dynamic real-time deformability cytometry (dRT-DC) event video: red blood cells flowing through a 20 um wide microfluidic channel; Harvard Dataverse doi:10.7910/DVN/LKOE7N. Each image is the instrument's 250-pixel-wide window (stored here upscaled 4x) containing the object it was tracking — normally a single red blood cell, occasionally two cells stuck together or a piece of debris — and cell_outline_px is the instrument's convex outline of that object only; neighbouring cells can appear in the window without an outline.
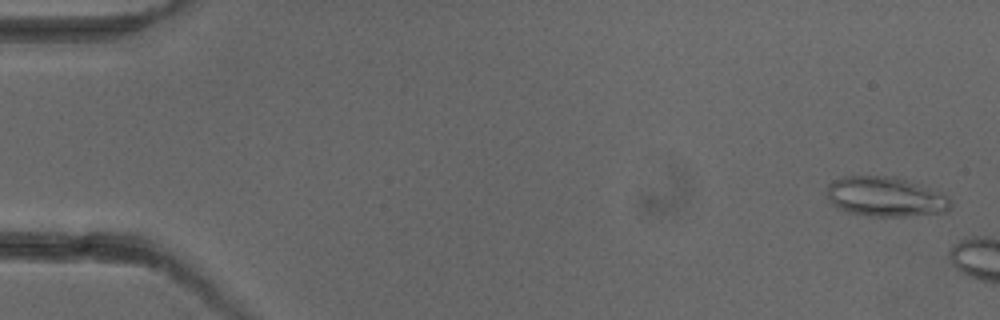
{"species": "common noctule bat (a hibernating species)", "species_latin": "Nyctalus noctula", "temperature_condition": "cold", "stored_images_in_passage": 3, "camera_frame_rate_fps": 3000, "um_per_image_px": 0.085, "animal": {"sex": "female"}, "frame": {"image": 1, "passage_image": 1, "time_ms": 0.0, "image_size_px": [1000, 320], "cell_outline_px": [[952, 204], [948, 212], [904, 216], [872, 216], [848, 212], [832, 204], [828, 200], [828, 184], [832, 180], [844, 176], [896, 176], [928, 188], [948, 196], [952, 200]], "centroid_in_image_um": [75.27, 16.72], "position_along_channel_um": 9.7, "area_um2": 28.61}}